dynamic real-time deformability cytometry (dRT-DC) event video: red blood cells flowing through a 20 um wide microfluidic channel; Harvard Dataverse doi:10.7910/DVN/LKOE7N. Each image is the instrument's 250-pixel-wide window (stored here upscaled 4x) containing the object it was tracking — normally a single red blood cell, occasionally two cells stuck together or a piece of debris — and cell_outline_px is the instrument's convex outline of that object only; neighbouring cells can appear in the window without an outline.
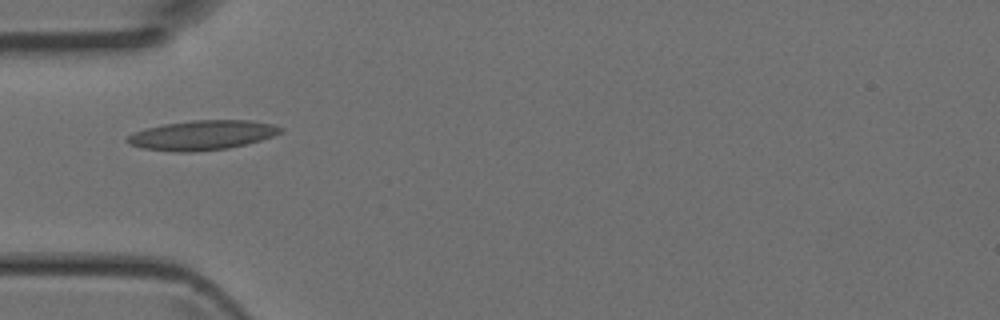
{"species": "Egyptian fruit bat (a non-hibernating species)", "species_latin": "Rousettus aegyptiacus", "temperature_condition": "room temperature", "stored_images_in_passage": 28, "camera_frame_rate_fps": 3000, "um_per_image_px": 0.085, "animal": {"sex": "female"}, "frame": {"image": 1, "passage_image": 1, "time_ms": 0.0, "image_size_px": [1000, 320], "cell_outline_px": [[284, 128], [280, 132], [272, 136], [260, 140], [228, 148], [192, 152], [172, 152], [140, 148], [128, 144], [124, 140], [128, 136], [144, 128], [164, 124], [192, 120], [248, 120], [272, 124]], "centroid_in_image_um": [17.12, 11.49], "position_along_channel_um": 67.9, "area_um2": 26.41}}
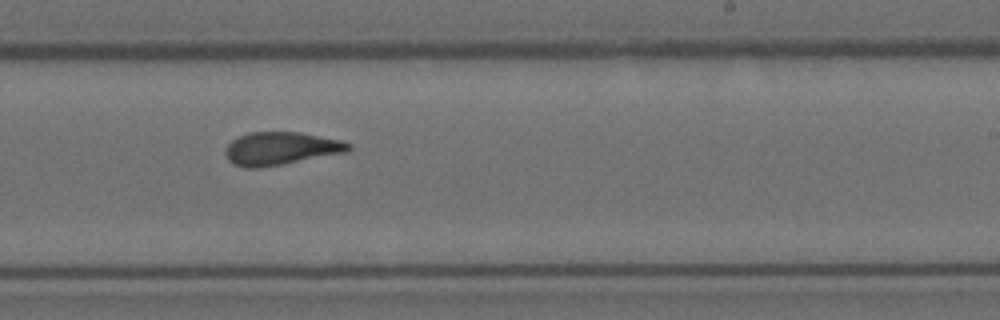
{"frame": {"image": 2, "passage_image": 14, "time_ms": 4.333, "image_size_px": [1000, 320], "cell_outline_px": [[352, 148], [348, 152], [260, 168], [244, 168], [232, 164], [228, 160], [224, 152], [228, 144], [232, 140], [248, 132], [300, 132], [340, 140], [352, 144]], "centroid_in_image_um": [23.86, 12.63], "position_along_channel_um": 265.1, "area_um2": 23.76}}
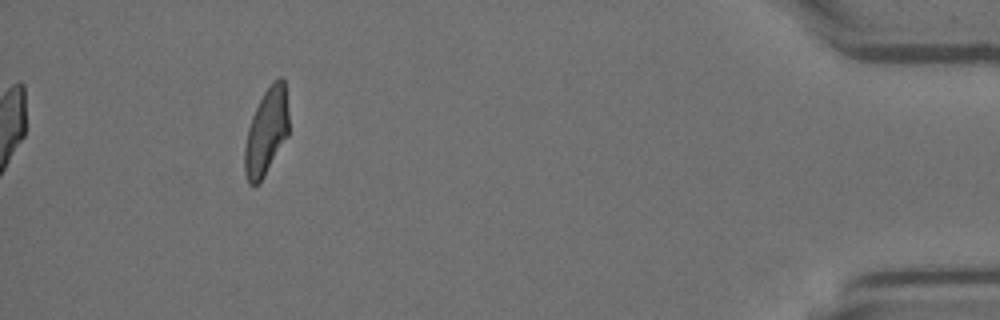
{"frame": {"image": 3, "passage_image": 28, "time_ms": 9.0, "image_size_px": [1000, 320], "cell_outline_px": [[288, 136], [260, 184], [248, 184], [244, 172], [244, 148], [248, 128], [252, 116], [264, 92], [272, 80], [280, 76], [284, 80], [288, 112]], "centroid_in_image_um": [22.63, 11.22], "position_along_channel_um": 412.6, "area_um2": 22.43}}